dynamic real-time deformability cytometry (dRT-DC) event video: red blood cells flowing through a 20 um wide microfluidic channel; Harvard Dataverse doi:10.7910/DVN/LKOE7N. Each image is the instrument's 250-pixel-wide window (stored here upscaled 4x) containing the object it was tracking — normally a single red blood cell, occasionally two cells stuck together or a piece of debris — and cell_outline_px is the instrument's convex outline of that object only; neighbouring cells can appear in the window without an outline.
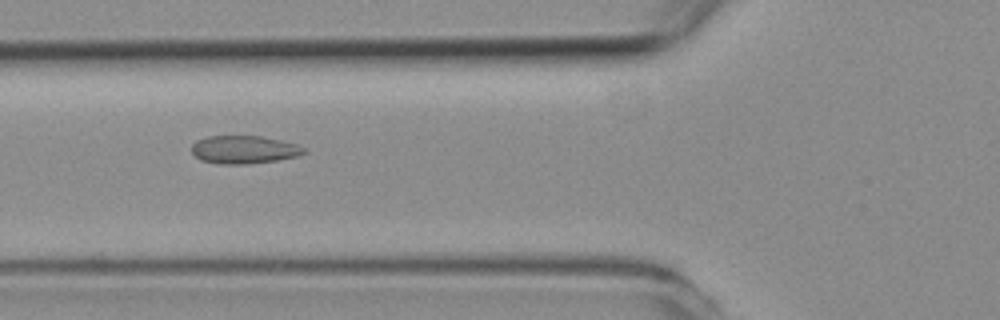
{"species": "common noctule bat (a hibernating species)", "species_latin": "Nyctalus noctula", "temperature_condition": "room temperature", "stored_images_in_passage": 3, "camera_frame_rate_fps": 3000, "um_per_image_px": 0.085, "animal": {"sex": "female", "body_mass_g": 19.3, "forearm_length_mm": 54.1}, "frame": {"image": 1, "passage_image": 3, "time_ms": 2.333, "image_size_px": [1000, 320], "cell_outline_px": [[308, 152], [296, 156], [276, 160], [248, 164], [216, 164], [200, 160], [192, 152], [192, 144], [196, 140], [208, 136], [260, 136], [280, 140], [296, 144], [304, 148]], "centroid_in_image_um": [20.71, 12.72], "position_along_channel_um": 105.1, "area_um2": 18.32}}